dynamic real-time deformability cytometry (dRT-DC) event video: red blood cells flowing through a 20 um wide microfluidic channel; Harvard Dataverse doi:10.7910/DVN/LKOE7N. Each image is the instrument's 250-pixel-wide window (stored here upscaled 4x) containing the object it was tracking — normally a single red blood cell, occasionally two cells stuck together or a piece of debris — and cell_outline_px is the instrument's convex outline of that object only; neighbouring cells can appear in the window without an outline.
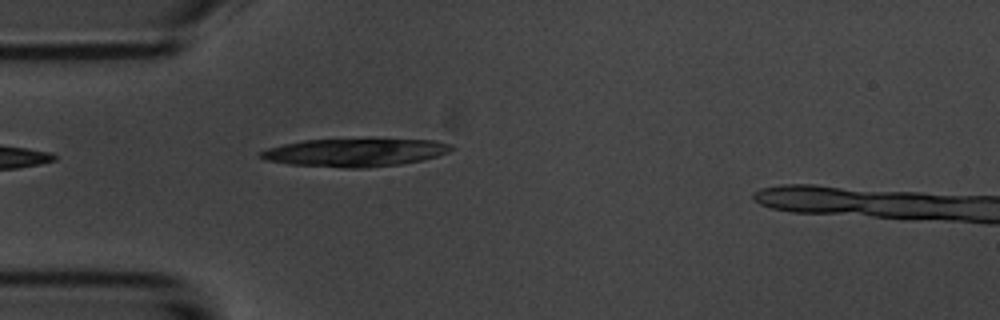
{"species": "common noctule bat (a hibernating species)", "species_latin": "Nyctalus noctula", "temperature_condition": "room temperature", "stored_images_in_passage": 5, "camera_frame_rate_fps": 3000, "um_per_image_px": 0.085, "animal": {"sex": "male", "body_mass_g": 20.1, "forearm_length_mm": 53.5}, "frame": {"image": 1, "passage_image": 5, "time_ms": 4.667, "image_size_px": [1000, 320], "cell_outline_px": [[456, 148], [448, 152], [424, 160], [400, 164], [364, 168], [344, 168], [288, 164], [268, 160], [256, 156], [260, 152], [268, 148], [284, 144], [304, 140], [436, 140], [452, 144]], "centroid_in_image_um": [30.19, 12.97], "position_along_channel_um": 54.8, "area_um2": 30.87}}